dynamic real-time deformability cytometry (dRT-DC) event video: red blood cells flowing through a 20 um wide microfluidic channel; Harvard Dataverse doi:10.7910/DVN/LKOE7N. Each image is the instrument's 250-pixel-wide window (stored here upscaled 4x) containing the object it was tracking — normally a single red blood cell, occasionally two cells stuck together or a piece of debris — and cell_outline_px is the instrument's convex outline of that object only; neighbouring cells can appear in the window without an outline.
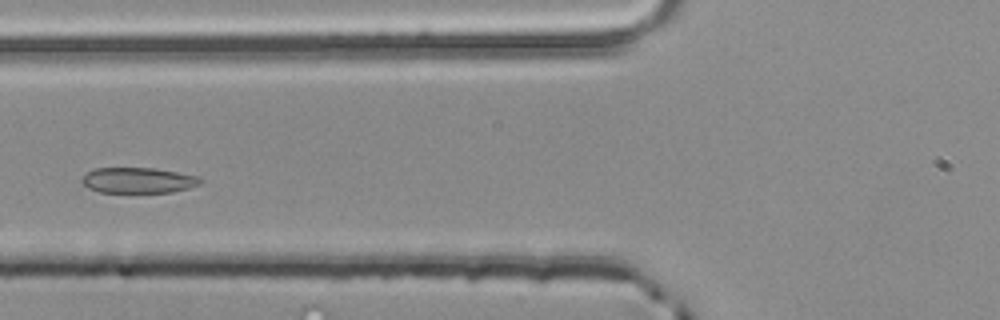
{"species": "common noctule bat (a hibernating species)", "species_latin": "Nyctalus noctula", "temperature_condition": "room temperature", "stored_images_in_passage": 4, "camera_frame_rate_fps": 3000, "um_per_image_px": 0.085, "animal": {"sex": "male", "body_mass_g": 20.4}, "frame": {"image": 1, "passage_image": 4, "time_ms": 1.0, "image_size_px": [1000, 320], "cell_outline_px": [[204, 180], [200, 184], [188, 188], [172, 192], [100, 192], [88, 188], [80, 180], [88, 172], [96, 168], [156, 168], [196, 176]], "centroid_in_image_um": [11.75, 15.32], "position_along_channel_um": 114.1, "area_um2": 17.51}}